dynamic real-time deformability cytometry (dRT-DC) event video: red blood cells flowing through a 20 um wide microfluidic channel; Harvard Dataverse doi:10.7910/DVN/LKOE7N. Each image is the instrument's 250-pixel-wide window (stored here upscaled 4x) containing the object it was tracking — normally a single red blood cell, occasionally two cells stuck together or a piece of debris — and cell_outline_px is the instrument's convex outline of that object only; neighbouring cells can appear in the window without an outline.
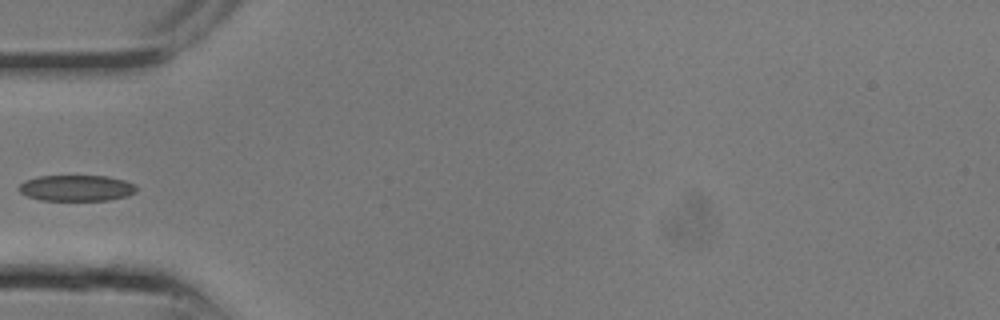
{"species": "common noctule bat (a hibernating species)", "species_latin": "Nyctalus noctula", "temperature_condition": "room temperature", "stored_images_in_passage": 9, "camera_frame_rate_fps": 3000, "um_per_image_px": 0.085, "animal": {"sex": "male", "body_mass_g": 13.3}, "frame": {"image": 1, "passage_image": 7, "time_ms": 2.0, "image_size_px": [1000, 320], "cell_outline_px": [[136, 192], [128, 196], [108, 200], [40, 200], [28, 196], [20, 192], [20, 184], [24, 180], [36, 176], [108, 176], [124, 180], [136, 184]], "centroid_in_image_um": [6.52, 15.98], "position_along_channel_um": 78.5, "area_um2": 17.86}}